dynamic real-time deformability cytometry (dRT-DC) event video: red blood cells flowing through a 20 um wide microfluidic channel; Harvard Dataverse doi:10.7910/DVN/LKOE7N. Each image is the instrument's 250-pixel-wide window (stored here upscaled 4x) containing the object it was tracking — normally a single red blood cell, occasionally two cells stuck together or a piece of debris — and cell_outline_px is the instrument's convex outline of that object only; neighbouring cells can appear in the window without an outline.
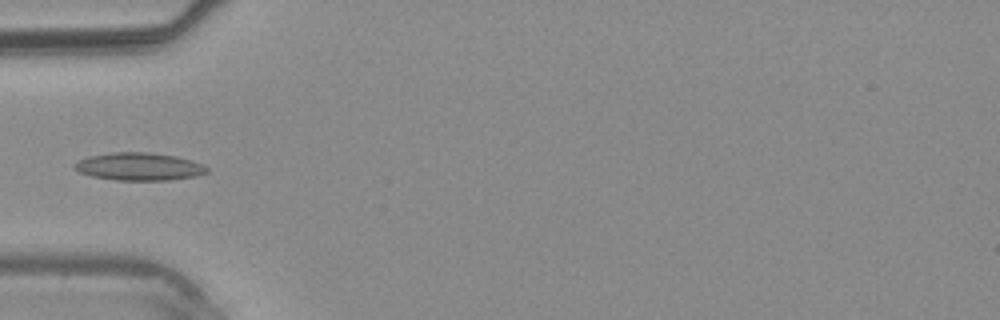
{"species": "common noctule bat (a hibernating species)", "species_latin": "Nyctalus noctula", "temperature_condition": "warm", "stored_images_in_passage": 27, "camera_frame_rate_fps": 3000, "um_per_image_px": 0.085, "animal": {"sex": "male", "body_mass_g": 20.4}, "frame": {"image": 1, "passage_image": 1, "time_ms": 0.0, "image_size_px": [1000, 320], "cell_outline_px": [[208, 172], [196, 176], [168, 180], [116, 180], [92, 176], [80, 172], [72, 168], [72, 164], [76, 160], [88, 156], [112, 152], [148, 152], [176, 156], [192, 160], [204, 164], [208, 168]], "centroid_in_image_um": [11.8, 14.15], "position_along_channel_um": 73.2, "area_um2": 21.62}}
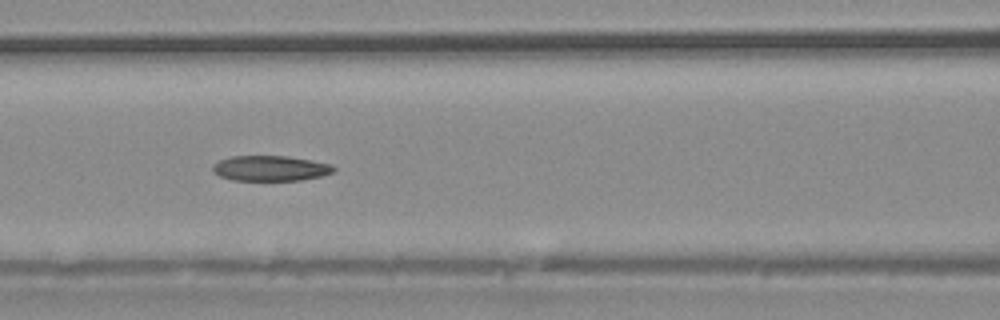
{"frame": {"image": 2, "passage_image": 5, "time_ms": 1.333, "image_size_px": [1000, 320], "cell_outline_px": [[336, 168], [332, 172], [324, 176], [300, 180], [232, 180], [220, 176], [212, 172], [212, 164], [220, 160], [232, 156], [288, 156], [312, 160], [332, 164]], "centroid_in_image_um": [22.99, 14.3], "position_along_channel_um": 143.6, "area_um2": 17.98}}
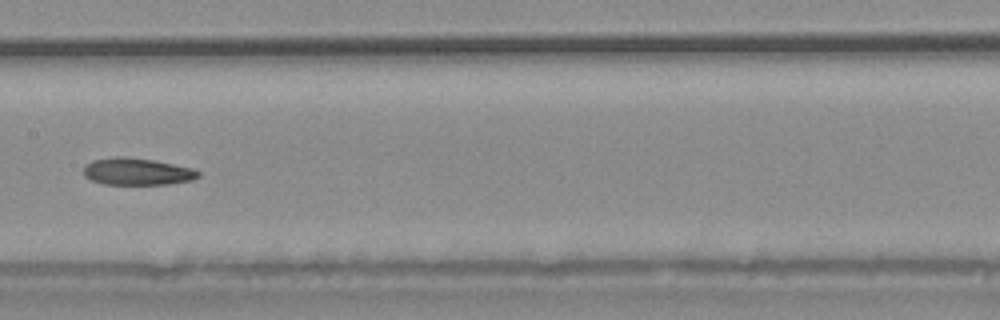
{"frame": {"image": 3, "passage_image": 8, "time_ms": 2.333, "image_size_px": [1000, 320], "cell_outline_px": [[200, 176], [192, 180], [168, 184], [104, 184], [92, 180], [84, 176], [84, 168], [92, 160], [112, 156], [124, 156], [152, 160], [192, 168], [200, 172]], "centroid_in_image_um": [11.64, 14.58], "position_along_channel_um": 195.8, "area_um2": 17.98}}